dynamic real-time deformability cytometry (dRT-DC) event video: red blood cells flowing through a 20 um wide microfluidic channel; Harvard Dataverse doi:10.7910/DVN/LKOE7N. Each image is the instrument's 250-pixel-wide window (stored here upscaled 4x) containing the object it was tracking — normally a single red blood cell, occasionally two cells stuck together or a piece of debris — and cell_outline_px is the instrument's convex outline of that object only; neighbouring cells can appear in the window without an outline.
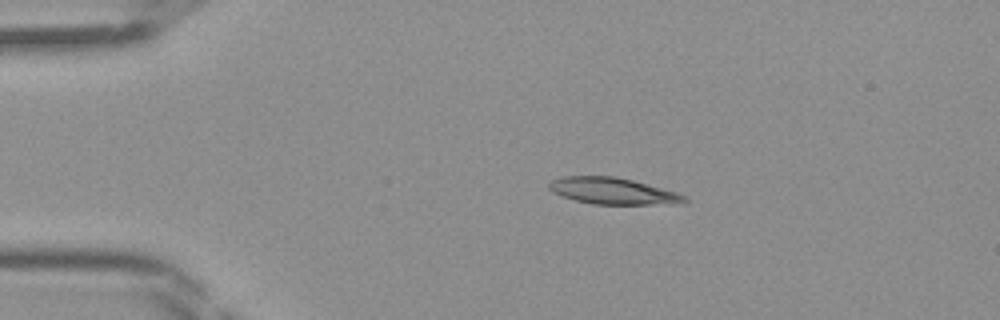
{"species": "Egyptian fruit bat (a non-hibernating species)", "species_latin": "Rousettus aegyptiacus", "temperature_condition": "room temperature", "stored_images_in_passage": 36, "camera_frame_rate_fps": 3000, "um_per_image_px": 0.085, "frame": {"image": 1, "passage_image": 1, "time_ms": 0.0, "image_size_px": [1000, 320], "cell_outline_px": [[692, 200], [680, 204], [592, 204], [576, 200], [552, 192], [548, 188], [548, 184], [552, 180], [560, 176], [616, 176], [632, 180], [676, 192], [688, 196]], "centroid_in_image_um": [52.14, 16.24], "position_along_channel_um": 32.9, "area_um2": 21.04}}
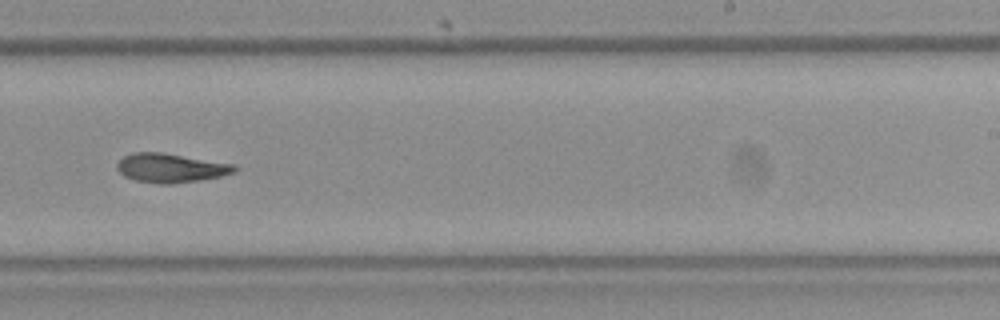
{"frame": {"image": 2, "passage_image": 20, "time_ms": 6.333, "image_size_px": [1000, 320], "cell_outline_px": [[240, 168], [236, 172], [220, 176], [200, 180], [172, 184], [160, 184], [136, 180], [124, 176], [116, 168], [116, 164], [124, 156], [132, 152], [164, 152], [236, 164]], "centroid_in_image_um": [14.56, 14.26], "position_along_channel_um": 274.4, "area_um2": 20.17}}
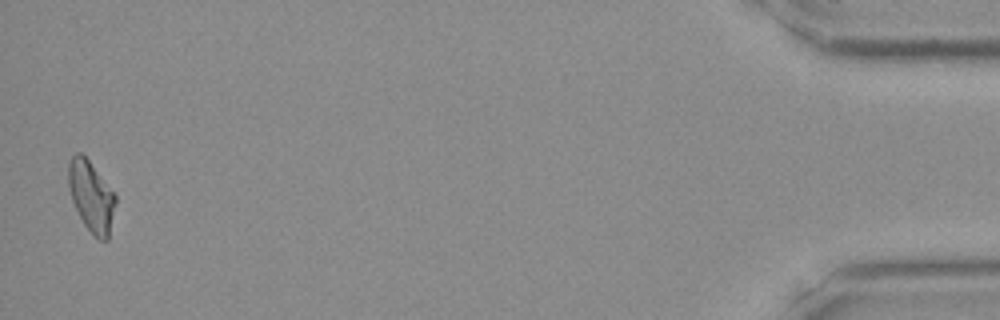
{"frame": {"image": 3, "passage_image": 36, "time_ms": 11.667, "image_size_px": [1000, 320], "cell_outline_px": [[116, 204], [108, 240], [100, 240], [84, 224], [72, 200], [68, 184], [68, 164], [72, 156], [76, 152], [80, 152], [88, 160], [116, 196]], "centroid_in_image_um": [7.75, 16.69], "position_along_channel_um": 427.4, "area_um2": 18.96}}